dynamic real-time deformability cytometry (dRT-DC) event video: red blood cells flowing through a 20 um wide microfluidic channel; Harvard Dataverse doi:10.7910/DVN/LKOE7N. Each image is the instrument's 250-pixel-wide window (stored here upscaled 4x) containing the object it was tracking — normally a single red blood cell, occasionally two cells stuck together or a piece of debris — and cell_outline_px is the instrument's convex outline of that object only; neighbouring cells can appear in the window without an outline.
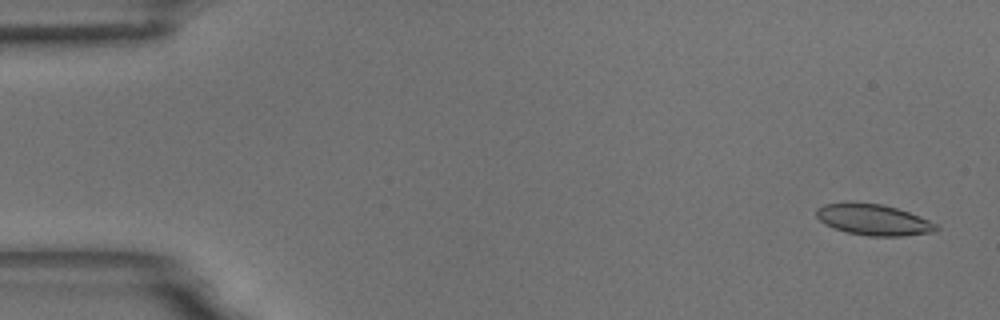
{"species": "common noctule bat (a hibernating species)", "species_latin": "Nyctalus noctula", "temperature_condition": "room temperature", "stored_images_in_passage": 5, "camera_frame_rate_fps": 3000, "um_per_image_px": 0.085, "animal": {"sex": "male", "body_mass_g": 18.8}, "frame": {"image": 1, "passage_image": 1, "time_ms": 0.0, "image_size_px": [1000, 320], "cell_outline_px": [[940, 228], [932, 232], [904, 236], [868, 236], [844, 232], [824, 224], [816, 216], [816, 208], [824, 204], [884, 204], [908, 212], [928, 220], [936, 224]], "centroid_in_image_um": [74.24, 18.71], "position_along_channel_um": 10.8, "area_um2": 21.27}}
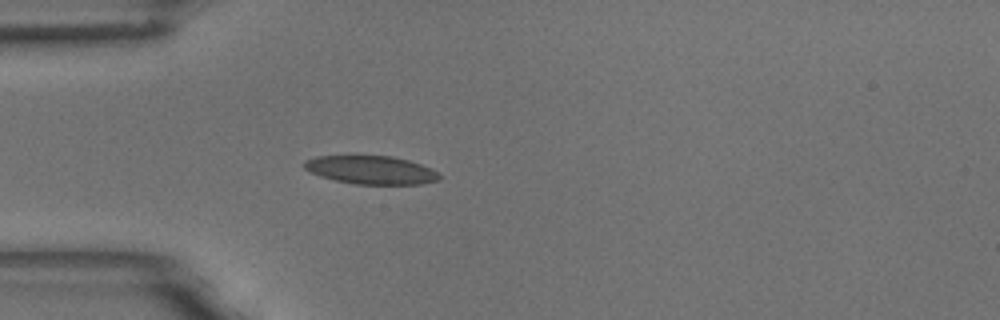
{"frame": {"image": 2, "passage_image": 5, "time_ms": 1.333, "image_size_px": [1000, 320], "cell_outline_px": [[440, 180], [420, 184], [356, 184], [336, 180], [320, 176], [308, 172], [304, 168], [304, 160], [316, 156], [392, 156], [408, 160], [432, 168], [440, 176]], "centroid_in_image_um": [31.52, 14.44], "position_along_channel_um": 53.5, "area_um2": 22.25}}